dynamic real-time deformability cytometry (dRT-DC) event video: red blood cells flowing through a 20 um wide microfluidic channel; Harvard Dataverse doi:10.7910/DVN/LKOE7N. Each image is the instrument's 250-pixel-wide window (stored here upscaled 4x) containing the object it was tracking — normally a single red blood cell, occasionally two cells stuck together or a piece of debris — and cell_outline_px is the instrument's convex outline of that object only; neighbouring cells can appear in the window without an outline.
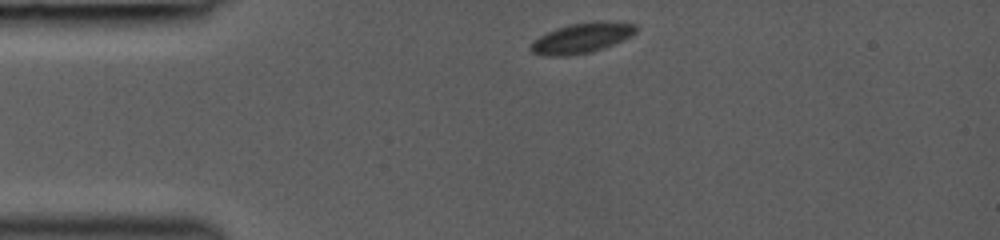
{"species": "common noctule bat (a hibernating species)", "species_latin": "Nyctalus noctula", "temperature_condition": "room temperature", "stored_images_in_passage": 7, "camera_frame_rate_fps": 3000, "um_per_image_px": 0.085, "animal": {"sex": "female", "body_mass_g": 19.0, "forearm_length_mm": 53.3}, "frame": {"image": 1, "passage_image": 1, "time_ms": 0.0, "image_size_px": [1000, 240], "cell_outline_px": [[636, 32], [632, 36], [624, 40], [604, 48], [592, 52], [564, 56], [544, 56], [532, 52], [528, 48], [532, 40], [556, 28], [572, 24], [596, 20], [600, 20], [636, 24]], "centroid_in_image_um": [49.44, 3.23], "position_along_channel_um": 35.6, "area_um2": 18.73}}
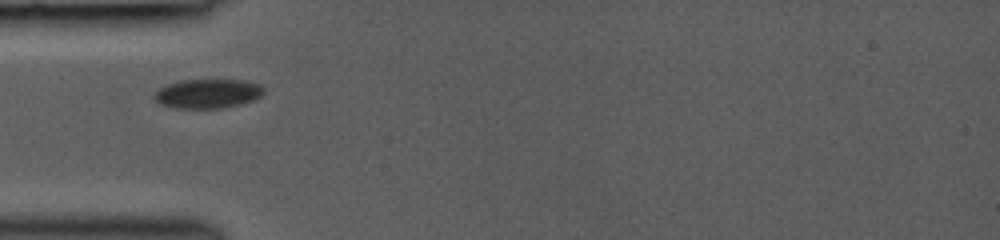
{"frame": {"image": 2, "passage_image": 5, "time_ms": 1.667, "image_size_px": [1000, 240], "cell_outline_px": [[264, 92], [260, 96], [252, 100], [224, 108], [176, 108], [160, 104], [152, 96], [164, 84], [184, 80], [244, 80], [260, 84], [264, 88]], "centroid_in_image_um": [17.64, 7.95], "position_along_channel_um": 67.4, "area_um2": 18.61}}